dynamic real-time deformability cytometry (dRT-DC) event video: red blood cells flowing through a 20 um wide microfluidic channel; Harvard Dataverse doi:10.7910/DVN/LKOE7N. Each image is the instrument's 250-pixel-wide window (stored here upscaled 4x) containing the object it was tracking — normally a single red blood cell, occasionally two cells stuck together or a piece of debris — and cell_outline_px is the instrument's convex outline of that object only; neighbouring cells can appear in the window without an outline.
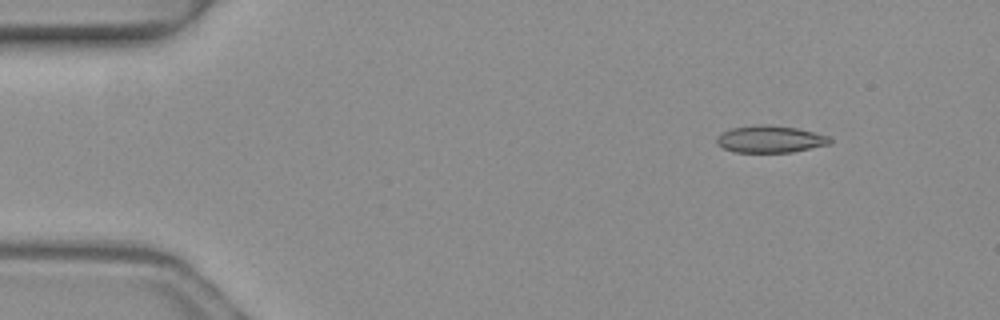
{"species": "common noctule bat (a hibernating species)", "species_latin": "Nyctalus noctula", "temperature_condition": "warm", "stored_images_in_passage": 4, "camera_frame_rate_fps": 3000, "um_per_image_px": 0.085, "animal": {"sex": "female", "body_mass_g": 19.3, "forearm_length_mm": 54.1}, "frame": {"image": 1, "passage_image": 1, "time_ms": 0.0, "image_size_px": [1000, 320], "cell_outline_px": [[832, 140], [828, 144], [792, 152], [736, 152], [724, 148], [716, 144], [716, 136], [720, 132], [732, 128], [756, 124], [764, 124], [796, 128], [828, 136]], "centroid_in_image_um": [65.39, 11.82], "position_along_channel_um": 19.6, "area_um2": 17.74}}
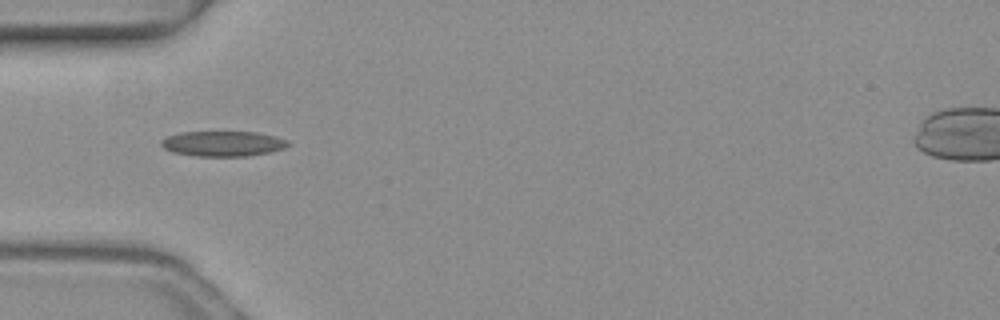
{"frame": {"image": 2, "passage_image": 4, "time_ms": 1.0, "image_size_px": [1000, 320], "cell_outline_px": [[292, 144], [284, 148], [268, 152], [244, 156], [196, 156], [172, 152], [164, 148], [160, 144], [160, 140], [168, 136], [180, 132], [256, 132], [276, 136], [288, 140]], "centroid_in_image_um": [18.95, 12.2], "position_along_channel_um": 66.1, "area_um2": 18.67}}